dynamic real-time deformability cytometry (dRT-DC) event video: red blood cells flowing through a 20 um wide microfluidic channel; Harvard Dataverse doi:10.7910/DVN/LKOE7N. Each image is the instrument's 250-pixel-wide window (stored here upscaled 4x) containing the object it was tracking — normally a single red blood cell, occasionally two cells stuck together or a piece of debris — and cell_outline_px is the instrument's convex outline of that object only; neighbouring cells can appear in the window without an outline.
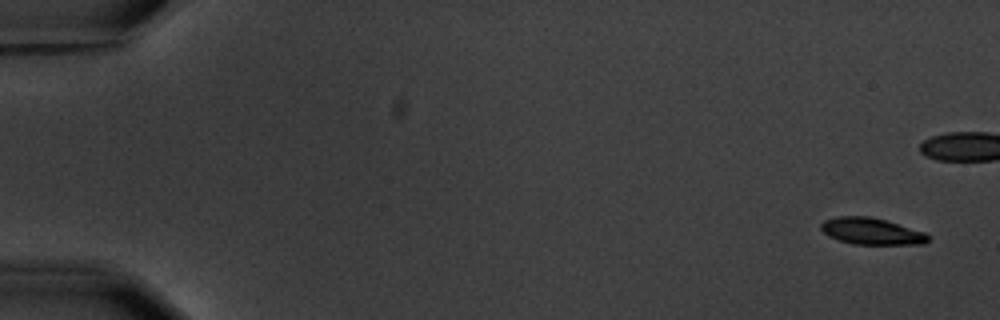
{"species": "common noctule bat (a hibernating species)", "species_latin": "Nyctalus noctula", "temperature_condition": "warm", "stored_images_in_passage": 12, "camera_frame_rate_fps": 3000, "um_per_image_px": 0.085, "animal": {"sex": "male", "body_mass_g": 20.1, "forearm_length_mm": 53.5}, "frame": {"image": 1, "passage_image": 1, "time_ms": 0.0, "image_size_px": [1000, 320], "cell_outline_px": [[928, 240], [924, 244], [852, 244], [828, 236], [820, 228], [820, 224], [824, 220], [836, 216], [868, 216], [884, 220], [924, 232], [928, 236]], "centroid_in_image_um": [74.03, 19.65], "position_along_channel_um": 11.0, "area_um2": 16.42}}